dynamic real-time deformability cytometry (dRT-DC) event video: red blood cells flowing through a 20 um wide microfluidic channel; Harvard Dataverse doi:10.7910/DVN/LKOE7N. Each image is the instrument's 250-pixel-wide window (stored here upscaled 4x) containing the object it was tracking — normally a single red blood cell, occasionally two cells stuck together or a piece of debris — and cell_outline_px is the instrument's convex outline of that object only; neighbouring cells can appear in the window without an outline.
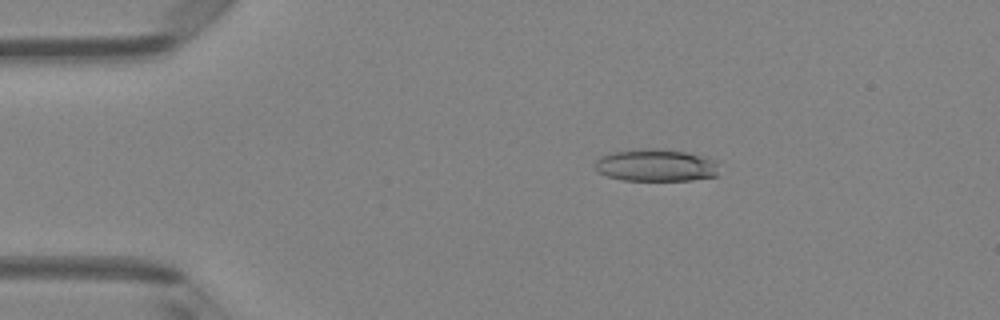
{"species": "Egyptian fruit bat (a non-hibernating species)", "species_latin": "Rousettus aegyptiacus", "temperature_condition": "room temperature", "stored_images_in_passage": 49, "camera_frame_rate_fps": 3000, "um_per_image_px": 0.085, "animal": {"sex": "female"}, "frame": {"image": 1, "passage_image": 9, "time_ms": 2.667, "image_size_px": [1000, 320], "cell_outline_px": [[716, 176], [692, 180], [624, 180], [608, 176], [596, 172], [596, 160], [600, 156], [608, 152], [640, 148], [664, 148], [704, 156], [716, 160]], "centroid_in_image_um": [55.71, 14.03], "position_along_channel_um": 29.3, "area_um2": 23.52}}
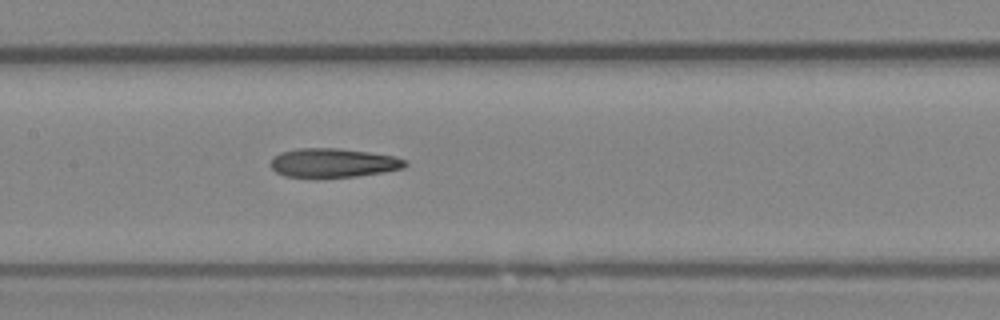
{"frame": {"image": 2, "passage_image": 24, "time_ms": 7.667, "image_size_px": [1000, 320], "cell_outline_px": [[408, 164], [404, 168], [384, 172], [356, 176], [316, 180], [284, 176], [276, 172], [272, 168], [272, 160], [280, 152], [300, 148], [340, 148], [396, 156], [408, 160]], "centroid_in_image_um": [28.34, 13.88], "position_along_channel_um": 179.1, "area_um2": 23.47}}
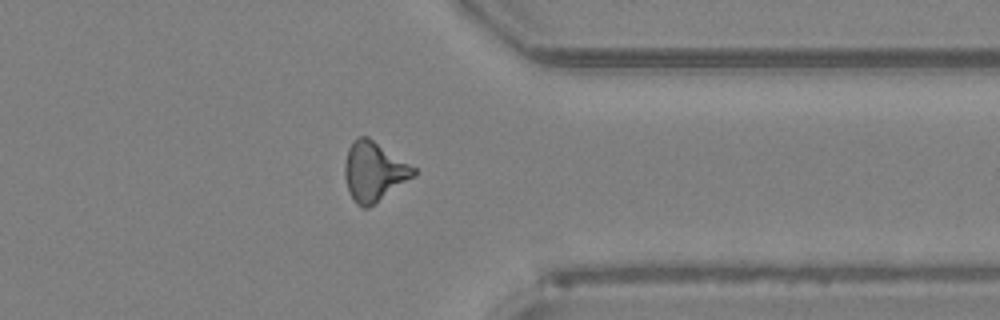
{"frame": {"image": 3, "passage_image": 39, "time_ms": 12.667, "image_size_px": [1000, 320], "cell_outline_px": [[416, 176], [368, 208], [360, 208], [356, 204], [348, 192], [344, 176], [344, 164], [348, 148], [360, 136], [368, 136], [416, 168]], "centroid_in_image_um": [31.78, 14.6], "position_along_channel_um": 379.6, "area_um2": 23.93}, "authors_computed_cell_mechanics": {"area_um2": 23.409, "velocity_mm_per_s": 4.1305, "shape_relaxation_time_tau1_ms": 4.0702, "shape_relaxation_time_tau2_ms": 3.9473, "deformation_change_tau1": 0.1635, "deformation_change_tau2": 0.1659}}